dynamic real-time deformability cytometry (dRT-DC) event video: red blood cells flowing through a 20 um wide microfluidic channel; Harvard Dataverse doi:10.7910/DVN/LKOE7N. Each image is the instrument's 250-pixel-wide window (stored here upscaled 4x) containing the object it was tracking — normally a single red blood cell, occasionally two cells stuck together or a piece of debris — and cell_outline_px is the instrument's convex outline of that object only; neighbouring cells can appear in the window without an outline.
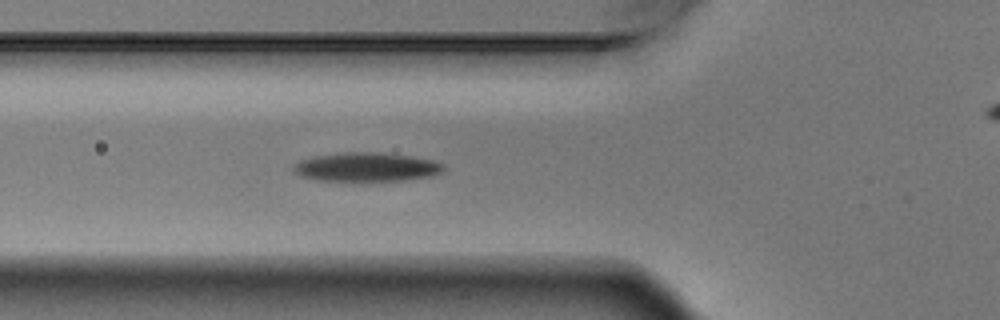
{"species": "Egyptian fruit bat (a non-hibernating species)", "species_latin": "Rousettus aegyptiacus", "temperature_condition": "warm", "stored_images_in_passage": 7, "segment_of_instrument_passage": [1, 2], "camera_frame_rate_fps": 3000, "um_per_image_px": 0.085, "animal": {"sex": "male"}, "frame": {"image": 1, "passage_image": 6, "time_ms": 1.667, "image_size_px": [1000, 320], "cell_outline_px": [[444, 168], [440, 172], [432, 176], [404, 180], [368, 184], [356, 184], [316, 180], [300, 176], [292, 168], [300, 160], [316, 156], [344, 152], [380, 152], [412, 156], [432, 160], [444, 164]], "centroid_in_image_um": [31.14, 14.25], "position_along_channel_um": 94.7, "area_um2": 26.47}}